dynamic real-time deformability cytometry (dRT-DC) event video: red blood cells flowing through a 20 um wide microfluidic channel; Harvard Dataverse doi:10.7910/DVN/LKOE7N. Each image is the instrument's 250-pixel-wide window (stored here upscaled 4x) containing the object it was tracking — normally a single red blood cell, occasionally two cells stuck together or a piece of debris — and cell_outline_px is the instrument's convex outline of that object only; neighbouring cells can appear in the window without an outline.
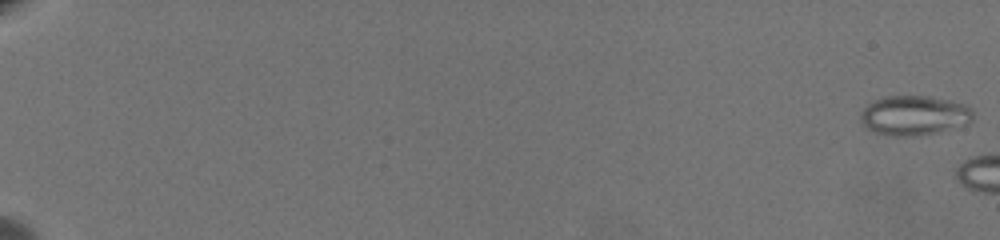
{"species": "common noctule bat (a hibernating species)", "species_latin": "Nyctalus noctula", "temperature_condition": "warm", "stored_images_in_passage": 6, "camera_frame_rate_fps": 3000, "um_per_image_px": 0.085, "animal": {"sex": "female", "body_mass_g": 19.5, "forearm_length_mm": 54.1}, "frame": {"image": 1, "passage_image": 1, "time_ms": 0.0, "image_size_px": [1000, 240], "cell_outline_px": [[972, 120], [968, 124], [936, 132], [912, 136], [896, 136], [872, 132], [864, 128], [860, 124], [860, 112], [868, 104], [884, 96], [928, 96], [948, 100], [964, 104], [972, 108]], "centroid_in_image_um": [77.66, 9.81], "position_along_channel_um": 7.3, "area_um2": 26.07}}